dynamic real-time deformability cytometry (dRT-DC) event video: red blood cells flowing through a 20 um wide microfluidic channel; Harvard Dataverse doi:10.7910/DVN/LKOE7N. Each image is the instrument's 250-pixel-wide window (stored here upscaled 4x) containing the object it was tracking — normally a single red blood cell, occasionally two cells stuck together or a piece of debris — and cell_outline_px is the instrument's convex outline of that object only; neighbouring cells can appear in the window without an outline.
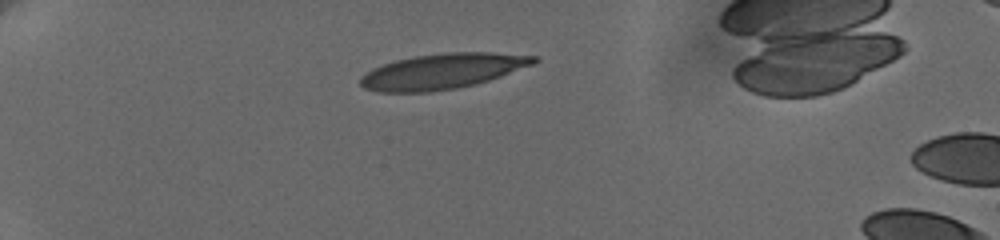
{"species": "human", "species_latin": "Homo sapiens", "temperature_condition": "cold", "stored_images_in_passage": 17, "camera_frame_rate_fps": 3000, "um_per_image_px": 0.085, "donor": {"sex": "female"}, "frame": {"image": 1, "passage_image": 1, "time_ms": 0.0, "image_size_px": [1000, 240], "cell_outline_px": [[540, 60], [532, 64], [500, 76], [488, 80], [472, 84], [452, 88], [428, 92], [380, 92], [364, 88], [360, 84], [360, 76], [372, 68], [396, 60], [416, 56], [448, 52], [492, 52], [536, 56]], "centroid_in_image_um": [37.57, 6.05], "position_along_channel_um": 47.4, "area_um2": 35.26}}
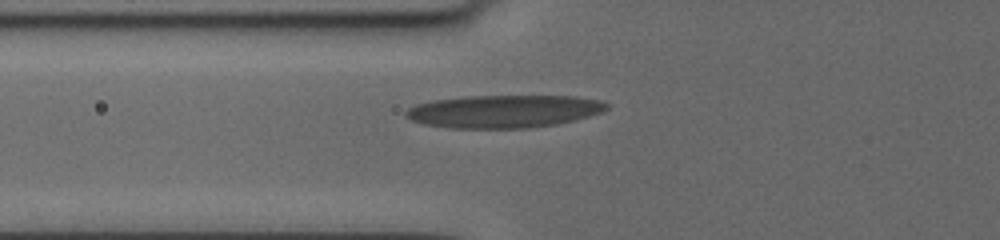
{"frame": {"image": 2, "passage_image": 13, "time_ms": 2.333, "image_size_px": [1000, 240], "cell_outline_px": [[608, 108], [600, 112], [588, 116], [556, 124], [524, 128], [452, 128], [424, 124], [412, 120], [404, 116], [404, 112], [408, 108], [416, 104], [432, 100], [464, 96], [576, 96], [600, 100], [608, 104]], "centroid_in_image_um": [42.78, 9.45], "position_along_channel_um": 83.0, "area_um2": 38.26}}